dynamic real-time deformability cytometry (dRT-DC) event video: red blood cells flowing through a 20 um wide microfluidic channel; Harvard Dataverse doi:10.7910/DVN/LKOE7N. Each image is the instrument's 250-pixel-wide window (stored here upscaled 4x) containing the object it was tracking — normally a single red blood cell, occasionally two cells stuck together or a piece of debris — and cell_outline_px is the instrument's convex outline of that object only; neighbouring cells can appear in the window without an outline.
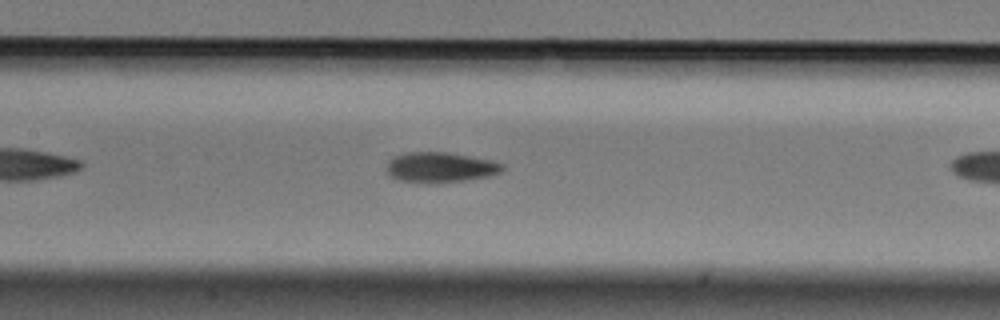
{"species": "Egyptian fruit bat (a non-hibernating species)", "species_latin": "Rousettus aegyptiacus", "temperature_condition": "cold", "stored_images_in_passage": 16, "camera_frame_rate_fps": 3000, "um_per_image_px": 0.085, "animal": {"sex": "male"}, "frame": {"image": 1, "passage_image": 14, "time_ms": 4.333, "image_size_px": [1000, 320], "cell_outline_px": [[504, 168], [500, 172], [488, 176], [468, 180], [436, 184], [428, 184], [396, 180], [388, 176], [384, 168], [388, 160], [392, 156], [404, 152], [448, 152], [492, 160], [504, 164]], "centroid_in_image_um": [37.34, 14.24], "position_along_channel_um": 170.1, "area_um2": 21.15}}